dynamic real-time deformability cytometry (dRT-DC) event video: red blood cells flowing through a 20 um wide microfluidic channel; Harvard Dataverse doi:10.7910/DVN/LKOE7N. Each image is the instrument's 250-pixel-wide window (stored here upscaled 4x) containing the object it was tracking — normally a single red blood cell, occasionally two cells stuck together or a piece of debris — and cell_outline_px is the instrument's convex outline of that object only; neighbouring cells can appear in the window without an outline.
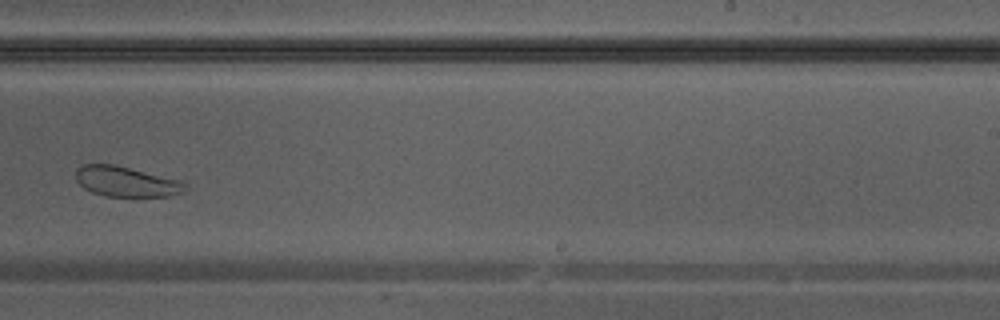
{"species": "Egyptian fruit bat (a non-hibernating species)", "species_latin": "Rousettus aegyptiacus", "temperature_condition": "warm", "stored_images_in_passage": 37, "camera_frame_rate_fps": 3000, "um_per_image_px": 0.085, "animal": {"sex": "male"}, "frame": {"image": 1, "passage_image": 22, "time_ms": 7.0, "image_size_px": [1000, 320], "cell_outline_px": [[188, 188], [184, 192], [172, 196], [104, 196], [92, 192], [84, 188], [76, 180], [76, 168], [84, 164], [116, 164], [184, 180], [188, 184]], "centroid_in_image_um": [10.8, 15.42], "position_along_channel_um": 278.2, "area_um2": 19.77}}